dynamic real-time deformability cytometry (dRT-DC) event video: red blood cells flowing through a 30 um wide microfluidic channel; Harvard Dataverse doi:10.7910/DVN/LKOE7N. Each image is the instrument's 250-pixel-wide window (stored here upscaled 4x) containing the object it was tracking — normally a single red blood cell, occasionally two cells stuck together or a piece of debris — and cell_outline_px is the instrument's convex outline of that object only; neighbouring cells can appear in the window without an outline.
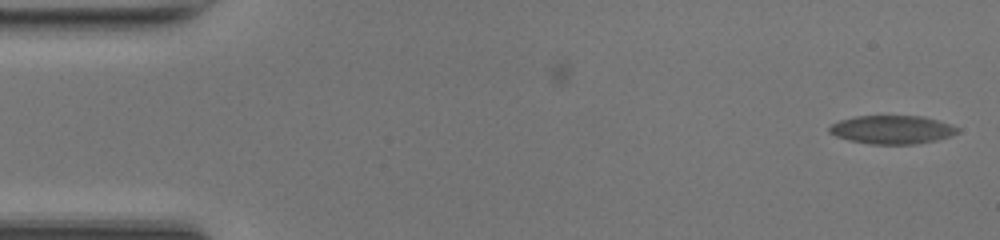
{"species": "common noctule bat (a hibernating species)", "species_latin": "Nyctalus noctula", "temperature_condition": "room temperature", "stored_images_in_passage": 50, "camera_frame_rate_fps": 3000, "um_per_image_px": 0.085, "animal": {"sex": "female", "body_mass_g": 17.0, "forearm_length_mm": 48.0}, "frame": {"image": 1, "passage_image": 1, "time_ms": 0.0, "image_size_px": [1000, 240], "cell_outline_px": [[960, 132], [952, 136], [936, 140], [912, 144], [872, 144], [848, 140], [836, 136], [828, 132], [828, 128], [832, 124], [840, 120], [856, 116], [924, 116], [960, 128]], "centroid_in_image_um": [75.83, 11.02], "position_along_channel_um": 9.2, "area_um2": 21.21}}
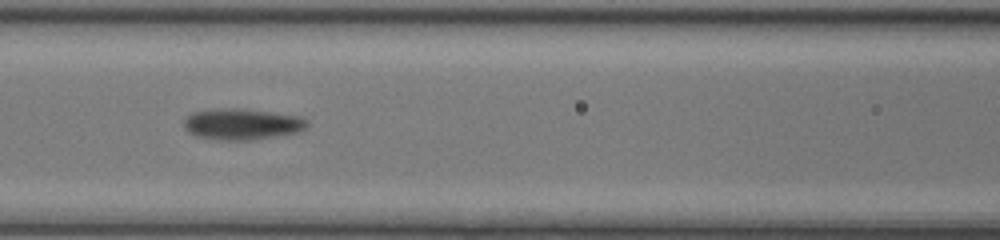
{"frame": {"image": 2, "passage_image": 21, "time_ms": 6.667, "image_size_px": [1000, 240], "cell_outline_px": [[308, 124], [304, 128], [296, 132], [252, 140], [224, 140], [196, 136], [188, 132], [184, 128], [184, 120], [192, 112], [220, 108], [236, 108], [300, 116]], "centroid_in_image_um": [20.51, 10.55], "position_along_channel_um": 146.1, "area_um2": 21.96}}
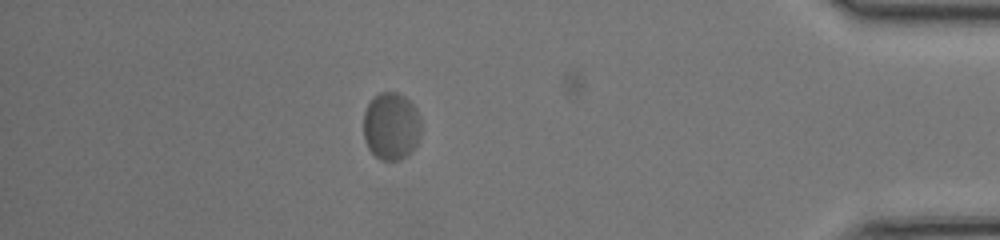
{"frame": {"image": 3, "passage_image": 43, "time_ms": 14.0, "image_size_px": [1000, 240], "cell_outline_px": [[420, 136], [412, 152], [408, 156], [400, 160], [380, 160], [368, 148], [364, 140], [364, 112], [372, 96], [380, 92], [396, 92], [404, 96], [416, 108], [420, 116]], "centroid_in_image_um": [33.25, 10.73], "position_along_channel_um": 401.9, "area_um2": 22.95}}